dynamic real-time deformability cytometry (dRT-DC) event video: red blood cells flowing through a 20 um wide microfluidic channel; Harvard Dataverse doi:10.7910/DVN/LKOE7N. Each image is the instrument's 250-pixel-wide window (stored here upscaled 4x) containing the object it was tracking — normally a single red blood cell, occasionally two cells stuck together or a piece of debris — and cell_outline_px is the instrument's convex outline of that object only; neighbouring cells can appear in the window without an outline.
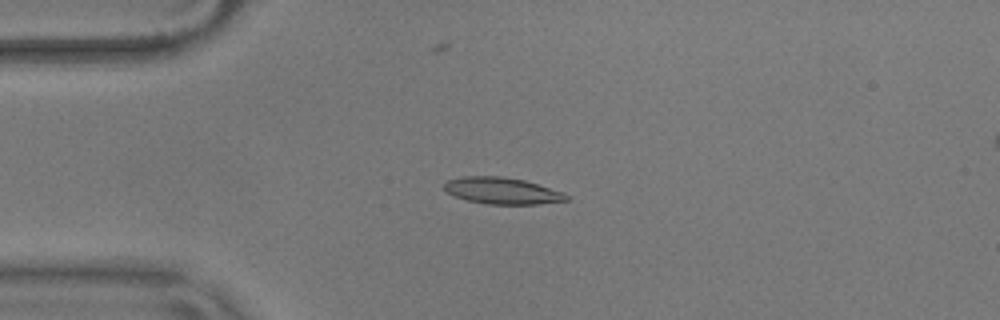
{"species": "common noctule bat (a hibernating species)", "species_latin": "Nyctalus noctula", "temperature_condition": "warm", "stored_images_in_passage": 56, "camera_frame_rate_fps": 3000, "um_per_image_px": 0.085, "animal": {"sex": "male", "body_mass_g": 17.9}, "frame": {"image": 1, "passage_image": 14, "time_ms": 4.333, "image_size_px": [1000, 320], "cell_outline_px": [[568, 200], [536, 204], [488, 204], [468, 200], [452, 196], [444, 188], [444, 184], [448, 180], [464, 176], [500, 176], [524, 180], [564, 192], [568, 196]], "centroid_in_image_um": [42.67, 16.21], "position_along_channel_um": 42.3, "area_um2": 18.79}}
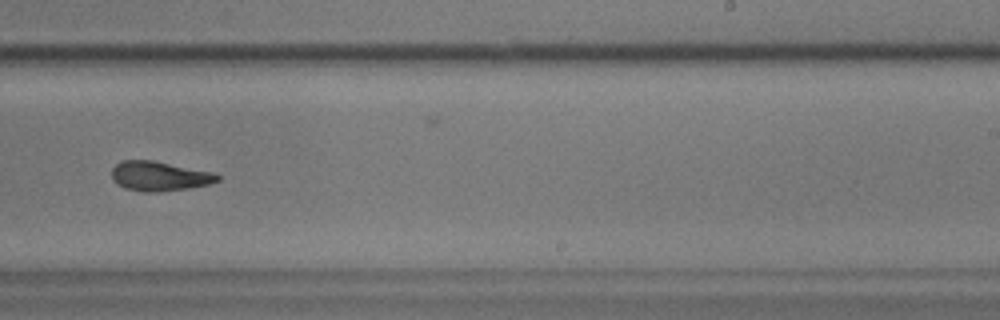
{"frame": {"image": 2, "passage_image": 35, "time_ms": 11.333, "image_size_px": [1000, 320], "cell_outline_px": [[220, 180], [208, 184], [188, 188], [156, 192], [144, 192], [124, 188], [116, 184], [112, 180], [112, 168], [116, 164], [124, 160], [152, 160], [212, 172], [220, 176]], "centroid_in_image_um": [13.51, 14.97], "position_along_channel_um": 275.5, "area_um2": 18.15}}
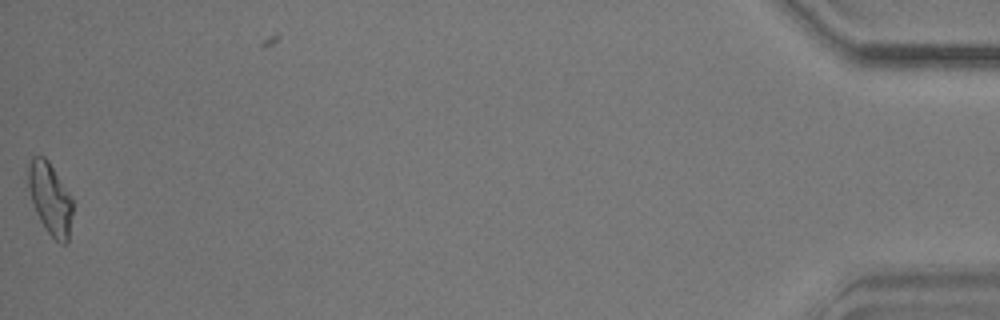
{"frame": {"image": 3, "passage_image": 56, "time_ms": 18.333, "image_size_px": [1000, 320], "cell_outline_px": [[72, 212], [68, 240], [64, 244], [60, 244], [48, 232], [40, 220], [36, 212], [28, 188], [28, 164], [32, 156], [44, 156], [48, 160], [68, 192], [72, 200]], "centroid_in_image_um": [4.25, 16.87], "position_along_channel_um": 431.0, "area_um2": 18.26}, "authors_computed_cell_mechanics": {"area_um2": 18.2648, "velocity_mm_per_s": 3.6242, "shape_relaxation_time_tau1_ms": 10.2092, "shape_relaxation_time_tau2_ms": 3.3255, "deformation_change_tau1": 0.2528, "deformation_change_tau2": 0.1118}}